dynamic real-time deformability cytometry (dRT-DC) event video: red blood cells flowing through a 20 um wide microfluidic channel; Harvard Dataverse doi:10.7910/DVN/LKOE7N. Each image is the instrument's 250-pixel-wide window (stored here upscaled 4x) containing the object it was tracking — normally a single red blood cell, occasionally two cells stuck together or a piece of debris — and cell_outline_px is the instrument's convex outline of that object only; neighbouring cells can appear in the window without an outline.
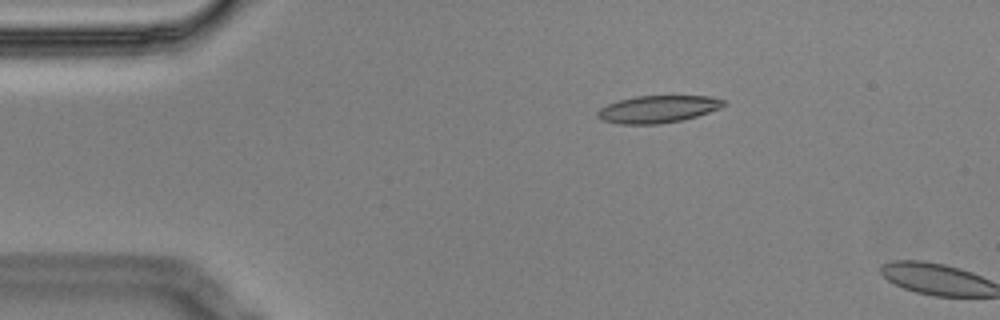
{"species": "Egyptian fruit bat (a non-hibernating species)", "species_latin": "Rousettus aegyptiacus", "temperature_condition": "cold", "stored_images_in_passage": 4, "camera_frame_rate_fps": 3000, "um_per_image_px": 0.085, "animal": {"sex": "male"}, "frame": {"image": 1, "passage_image": 3, "time_ms": 0.667, "image_size_px": [1000, 320], "cell_outline_px": [[728, 104], [720, 108], [684, 120], [660, 124], [620, 124], [600, 120], [596, 116], [596, 112], [600, 108], [608, 104], [620, 100], [636, 96], [712, 96], [724, 100]], "centroid_in_image_um": [55.92, 9.28], "position_along_channel_um": 29.1, "area_um2": 20.17}}